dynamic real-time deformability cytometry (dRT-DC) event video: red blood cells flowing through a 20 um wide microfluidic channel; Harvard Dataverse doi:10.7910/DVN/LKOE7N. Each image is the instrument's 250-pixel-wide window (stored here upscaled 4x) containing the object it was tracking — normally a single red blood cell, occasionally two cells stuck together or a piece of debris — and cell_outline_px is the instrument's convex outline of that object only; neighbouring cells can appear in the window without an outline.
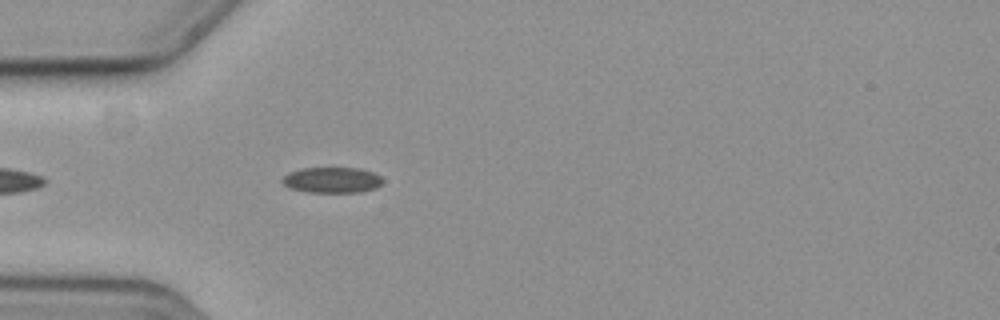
{"species": "common noctule bat (a hibernating species)", "species_latin": "Nyctalus noctula", "temperature_condition": "cold", "stored_images_in_passage": 14, "camera_frame_rate_fps": 3000, "um_per_image_px": 0.085, "animal": {"sex": "female", "body_mass_g": 19.3, "forearm_length_mm": 54.1}, "frame": {"image": 1, "passage_image": 3, "time_ms": 0.667, "image_size_px": [1000, 320], "cell_outline_px": [[384, 180], [376, 188], [360, 192], [308, 192], [288, 188], [280, 180], [288, 172], [300, 168], [360, 168], [372, 172], [380, 176]], "centroid_in_image_um": [28.19, 15.3], "position_along_channel_um": 56.8, "area_um2": 15.14}}
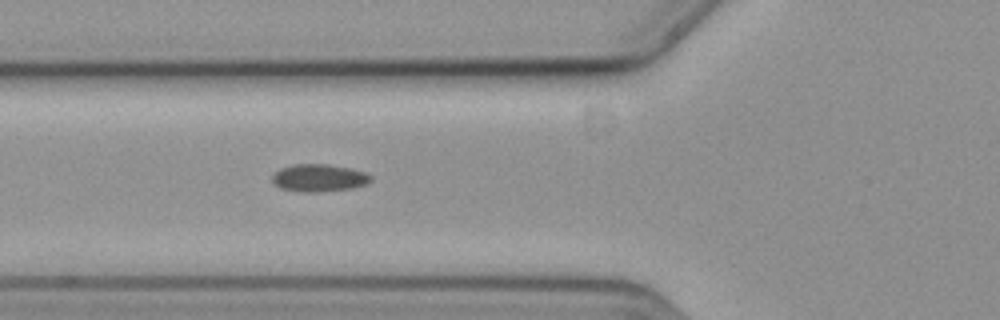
{"frame": {"image": 2, "passage_image": 7, "time_ms": 2.0, "image_size_px": [1000, 320], "cell_outline_px": [[372, 180], [364, 184], [352, 188], [320, 192], [300, 192], [280, 188], [272, 184], [272, 176], [280, 168], [292, 164], [328, 164], [348, 168], [364, 172], [372, 176]], "centroid_in_image_um": [27.07, 15.12], "position_along_channel_um": 98.7, "area_um2": 15.84}}
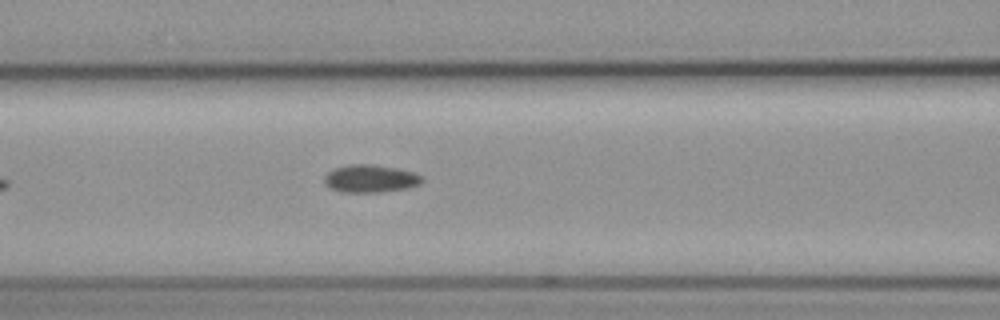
{"frame": {"image": 3, "passage_image": 10, "time_ms": 3.0, "image_size_px": [1000, 320], "cell_outline_px": [[424, 180], [420, 184], [408, 188], [376, 192], [344, 192], [332, 188], [324, 184], [324, 176], [328, 172], [336, 168], [348, 164], [372, 164], [396, 168], [412, 172], [420, 176]], "centroid_in_image_um": [31.47, 15.18], "position_along_channel_um": 135.1, "area_um2": 15.61}}